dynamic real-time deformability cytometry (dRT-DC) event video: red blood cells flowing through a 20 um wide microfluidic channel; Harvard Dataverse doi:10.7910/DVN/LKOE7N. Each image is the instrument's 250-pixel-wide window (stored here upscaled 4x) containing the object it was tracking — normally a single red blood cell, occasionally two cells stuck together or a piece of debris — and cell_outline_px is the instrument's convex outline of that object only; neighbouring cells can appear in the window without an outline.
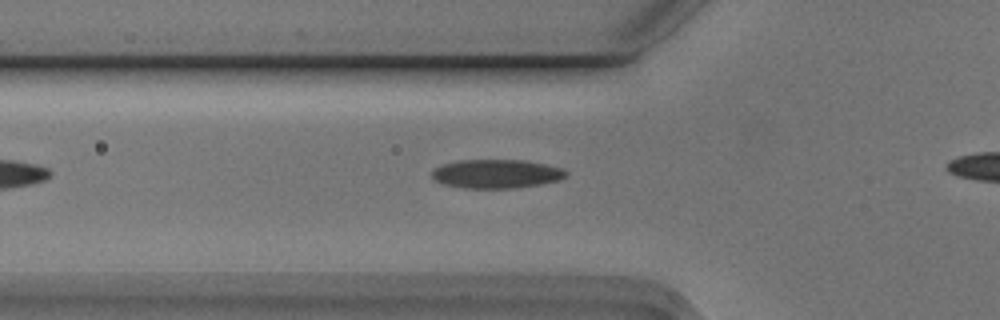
{"species": "Egyptian fruit bat (a non-hibernating species)", "species_latin": "Rousettus aegyptiacus", "temperature_condition": "cold", "stored_images_in_passage": 4, "camera_frame_rate_fps": 3000, "um_per_image_px": 0.085, "animal": {"sex": "male"}, "frame": {"image": 1, "passage_image": 3, "time_ms": 0.667, "image_size_px": [1000, 320], "cell_outline_px": [[568, 176], [560, 180], [540, 184], [516, 188], [464, 188], [444, 184], [436, 180], [432, 176], [432, 172], [436, 168], [444, 164], [456, 160], [524, 160], [564, 168], [568, 172]], "centroid_in_image_um": [42.25, 14.77], "position_along_channel_um": 83.6, "area_um2": 22.54}}